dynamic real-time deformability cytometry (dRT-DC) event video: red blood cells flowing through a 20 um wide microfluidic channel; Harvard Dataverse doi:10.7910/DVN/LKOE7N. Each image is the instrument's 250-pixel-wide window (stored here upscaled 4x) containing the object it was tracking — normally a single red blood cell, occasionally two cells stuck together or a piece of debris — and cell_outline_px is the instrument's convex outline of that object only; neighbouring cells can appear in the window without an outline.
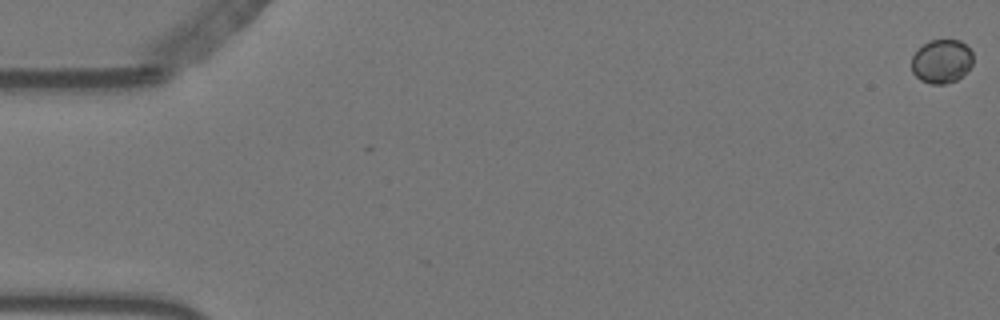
{"species": "Egyptian fruit bat (a non-hibernating species)", "species_latin": "Rousettus aegyptiacus", "temperature_condition": "warm", "stored_images_in_passage": 59, "camera_frame_rate_fps": 3000, "um_per_image_px": 0.085, "animal": {"sex": "female"}, "frame": {"image": 1, "passage_image": 1, "time_ms": 0.0, "image_size_px": [1000, 320], "cell_outline_px": [[972, 64], [956, 80], [944, 84], [932, 84], [920, 80], [912, 72], [912, 56], [928, 40], [960, 40], [972, 52]], "centroid_in_image_um": [80.02, 5.21], "position_along_channel_um": 5.0, "area_um2": 15.43}}
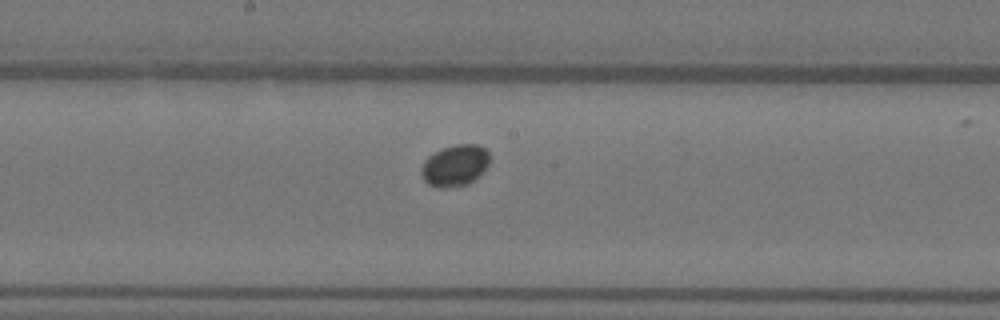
{"frame": {"image": 2, "passage_image": 32, "time_ms": 10.333, "image_size_px": [1000, 320], "cell_outline_px": [[488, 164], [468, 184], [444, 188], [436, 188], [428, 184], [424, 180], [420, 172], [420, 168], [424, 160], [428, 156], [440, 148], [456, 144], [476, 144], [484, 148], [488, 152]], "centroid_in_image_um": [38.6, 14.05], "position_along_channel_um": 209.6, "area_um2": 16.42}}
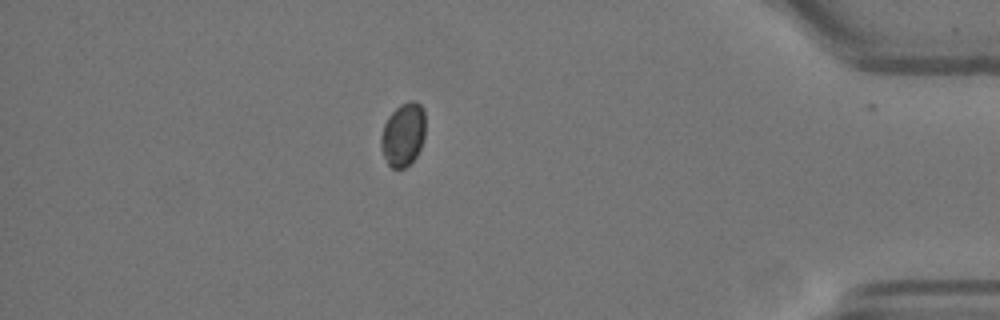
{"frame": {"image": 3, "passage_image": 52, "time_ms": 17.0, "image_size_px": [1000, 320], "cell_outline_px": [[424, 136], [420, 148], [416, 156], [404, 168], [392, 168], [388, 164], [380, 148], [380, 136], [384, 124], [388, 116], [400, 104], [408, 100], [416, 100], [424, 108]], "centroid_in_image_um": [34.25, 11.4], "position_along_channel_um": 400.9, "area_um2": 16.47}}